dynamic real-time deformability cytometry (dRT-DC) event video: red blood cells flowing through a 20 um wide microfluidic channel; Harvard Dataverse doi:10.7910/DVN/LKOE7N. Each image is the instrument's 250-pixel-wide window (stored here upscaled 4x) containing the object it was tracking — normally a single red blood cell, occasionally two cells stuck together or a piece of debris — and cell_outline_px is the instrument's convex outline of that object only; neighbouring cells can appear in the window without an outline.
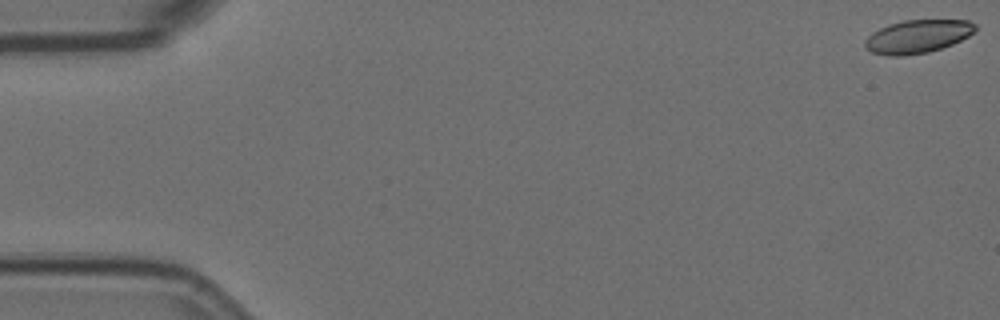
{"species": "Egyptian fruit bat (a non-hibernating species)", "species_latin": "Rousettus aegyptiacus", "temperature_condition": "room temperature", "stored_images_in_passage": 3, "camera_frame_rate_fps": 3000, "um_per_image_px": 0.085, "animal": {"sex": "female"}, "frame": {"image": 1, "passage_image": 1, "time_ms": 0.0, "image_size_px": [1000, 320], "cell_outline_px": [[976, 28], [968, 36], [952, 44], [928, 52], [904, 56], [888, 56], [872, 52], [864, 48], [864, 40], [872, 32], [888, 24], [904, 20], [968, 20], [976, 24]], "centroid_in_image_um": [77.95, 3.1], "position_along_channel_um": 7.1, "area_um2": 21.39}}